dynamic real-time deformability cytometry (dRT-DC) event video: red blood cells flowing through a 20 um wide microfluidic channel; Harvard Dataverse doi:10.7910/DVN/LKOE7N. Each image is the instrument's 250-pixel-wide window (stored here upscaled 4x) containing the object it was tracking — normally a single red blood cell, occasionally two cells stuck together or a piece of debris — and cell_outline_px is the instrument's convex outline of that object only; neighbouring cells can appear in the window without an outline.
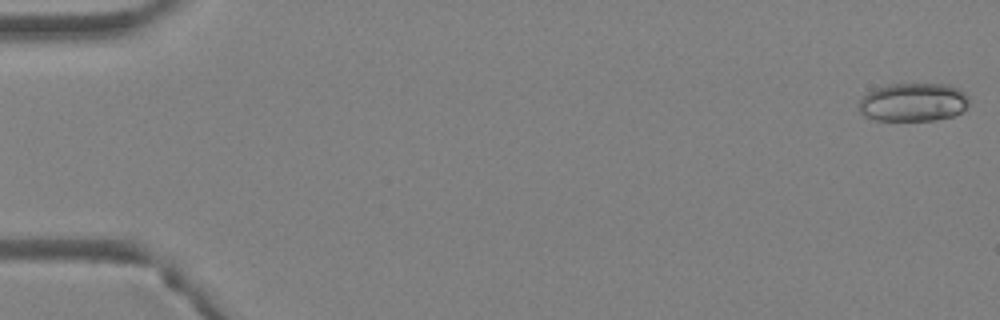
{"species": "Egyptian fruit bat (a non-hibernating species)", "species_latin": "Rousettus aegyptiacus", "temperature_condition": "warm", "stored_images_in_passage": 4, "camera_frame_rate_fps": 3000, "um_per_image_px": 0.085, "animal": {"sex": "female"}, "frame": {"image": 1, "passage_image": 1, "time_ms": 0.0, "image_size_px": [1000, 320], "cell_outline_px": [[968, 104], [956, 116], [936, 120], [872, 120], [864, 116], [856, 108], [860, 100], [868, 92], [876, 88], [888, 84], [948, 84], [960, 88], [968, 96]], "centroid_in_image_um": [77.61, 8.69], "position_along_channel_um": 7.4, "area_um2": 24.97}}